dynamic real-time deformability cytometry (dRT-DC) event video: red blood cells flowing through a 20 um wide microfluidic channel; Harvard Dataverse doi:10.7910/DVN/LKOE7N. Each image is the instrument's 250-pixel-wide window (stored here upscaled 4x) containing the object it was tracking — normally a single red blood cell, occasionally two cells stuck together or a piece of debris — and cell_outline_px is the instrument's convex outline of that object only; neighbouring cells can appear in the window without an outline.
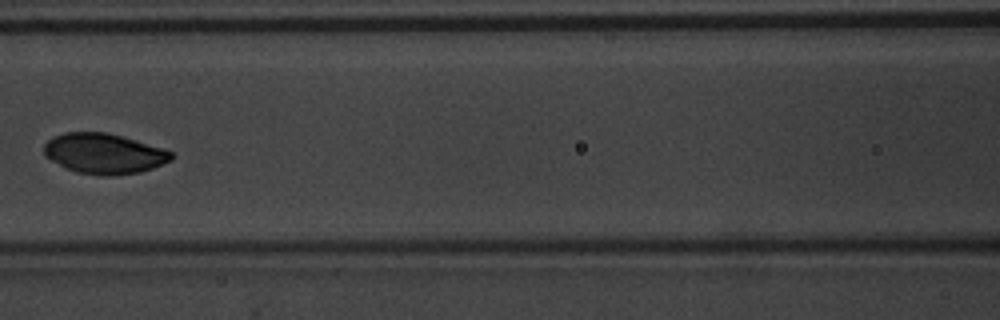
{"species": "common noctule bat (a hibernating species)", "species_latin": "Nyctalus noctula", "temperature_condition": "warm", "stored_images_in_passage": 7, "camera_frame_rate_fps": 3000, "um_per_image_px": 0.085, "animal": {"sex": "male", "body_mass_g": 20.1, "forearm_length_mm": 53.5}, "frame": {"image": 1, "passage_image": 7, "time_ms": 2.0, "image_size_px": [1000, 320], "cell_outline_px": [[172, 160], [152, 168], [140, 172], [116, 176], [100, 176], [76, 172], [44, 156], [44, 144], [48, 140], [64, 132], [108, 132], [160, 148], [172, 152]], "centroid_in_image_um": [8.82, 13.06], "position_along_channel_um": 157.8, "area_um2": 29.65}}